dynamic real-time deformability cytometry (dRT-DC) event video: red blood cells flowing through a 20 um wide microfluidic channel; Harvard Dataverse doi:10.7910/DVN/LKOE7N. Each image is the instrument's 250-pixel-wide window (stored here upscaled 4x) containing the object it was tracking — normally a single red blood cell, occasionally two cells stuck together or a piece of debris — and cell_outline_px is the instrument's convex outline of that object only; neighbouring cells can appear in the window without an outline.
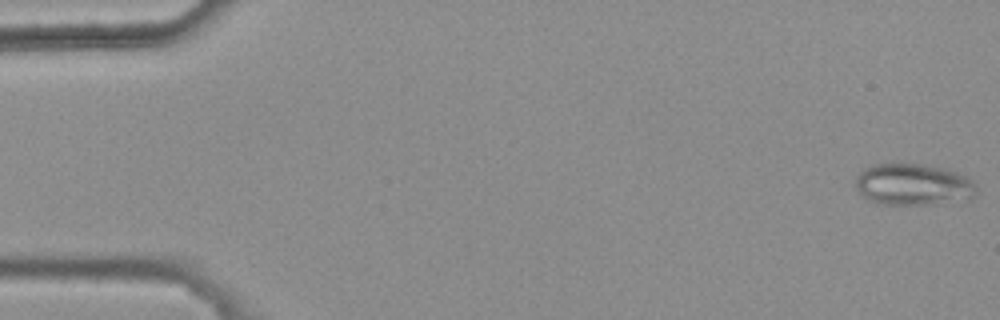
{"species": "common noctule bat (a hibernating species)", "species_latin": "Nyctalus noctula", "temperature_condition": "warm", "stored_images_in_passage": 5, "camera_frame_rate_fps": 3000, "um_per_image_px": 0.085, "animal": {"sex": "female", "body_mass_g": 25.1}, "frame": {"image": 1, "passage_image": 1, "time_ms": 0.0, "image_size_px": [1000, 320], "cell_outline_px": [[976, 188], [972, 196], [968, 200], [936, 204], [876, 204], [868, 200], [856, 188], [856, 176], [864, 168], [872, 164], [924, 164], [948, 168], [972, 180]], "centroid_in_image_um": [77.61, 15.68], "position_along_channel_um": 7.4, "area_um2": 29.48}}